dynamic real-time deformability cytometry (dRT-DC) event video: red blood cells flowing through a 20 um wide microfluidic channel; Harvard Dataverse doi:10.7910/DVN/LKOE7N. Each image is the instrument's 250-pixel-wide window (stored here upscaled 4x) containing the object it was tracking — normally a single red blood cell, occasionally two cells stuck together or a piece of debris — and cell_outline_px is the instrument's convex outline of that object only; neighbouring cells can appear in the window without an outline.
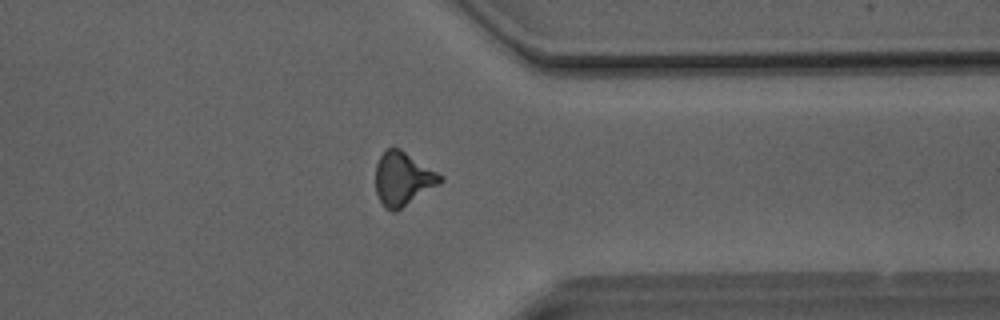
{"species": "Egyptian fruit bat (a non-hibernating species)", "species_latin": "Rousettus aegyptiacus", "temperature_condition": "room temperature", "stored_images_in_passage": 40, "camera_frame_rate_fps": 3000, "um_per_image_px": 0.085, "animal": {"sex": "male"}, "frame": {"image": 1, "passage_image": 39, "time_ms": 12.667, "image_size_px": [1000, 320], "cell_outline_px": [[444, 180], [396, 212], [392, 212], [384, 208], [376, 192], [376, 164], [380, 156], [388, 148], [400, 148], [444, 176]], "centroid_in_image_um": [34.24, 15.2], "position_along_channel_um": 377.2, "area_um2": 20.06}}